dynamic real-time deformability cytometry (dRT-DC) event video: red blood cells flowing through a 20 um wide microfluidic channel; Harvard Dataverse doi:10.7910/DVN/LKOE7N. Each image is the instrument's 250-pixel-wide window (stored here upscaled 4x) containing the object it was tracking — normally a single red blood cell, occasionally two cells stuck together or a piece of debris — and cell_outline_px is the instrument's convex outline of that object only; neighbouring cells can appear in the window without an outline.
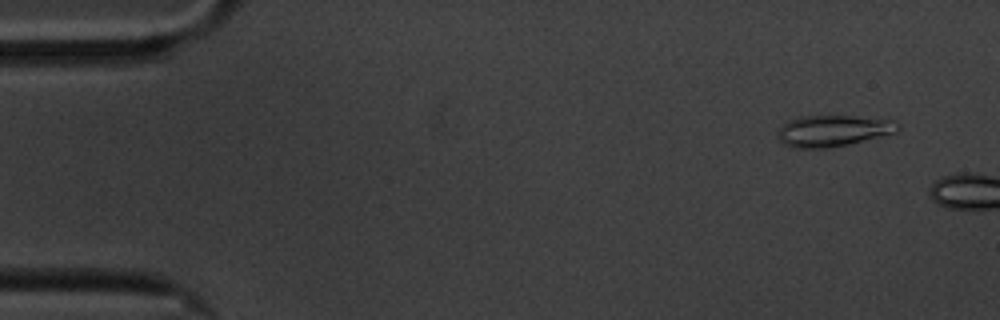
{"species": "common noctule bat (a hibernating species)", "species_latin": "Nyctalus noctula", "temperature_condition": "cold", "stored_images_in_passage": 7, "camera_frame_rate_fps": 3000, "um_per_image_px": 0.085, "animal": {"sex": "male", "body_mass_g": 20.1, "forearm_length_mm": 53.5}, "frame": {"image": 1, "passage_image": 4, "time_ms": 1.0, "image_size_px": [1000, 320], "cell_outline_px": [[900, 128], [896, 132], [848, 144], [824, 148], [796, 148], [784, 144], [776, 136], [776, 132], [784, 124], [800, 116], [848, 116], [892, 120], [900, 124]], "centroid_in_image_um": [70.78, 11.12], "position_along_channel_um": 14.2, "area_um2": 21.56}}